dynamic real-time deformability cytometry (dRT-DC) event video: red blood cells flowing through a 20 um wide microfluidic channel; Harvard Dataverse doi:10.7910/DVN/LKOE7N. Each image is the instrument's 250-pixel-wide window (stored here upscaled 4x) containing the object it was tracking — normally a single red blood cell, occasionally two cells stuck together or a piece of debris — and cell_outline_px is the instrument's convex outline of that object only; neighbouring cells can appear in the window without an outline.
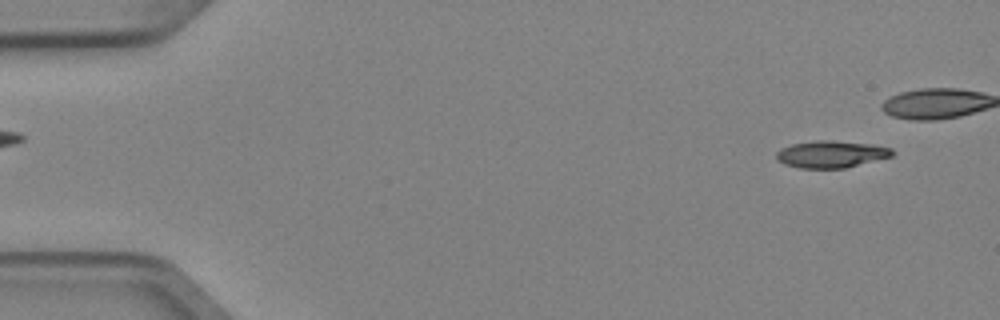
{"species": "Egyptian fruit bat (a non-hibernating species)", "species_latin": "Rousettus aegyptiacus", "temperature_condition": "cold", "stored_images_in_passage": 6, "camera_frame_rate_fps": 3000, "um_per_image_px": 0.085, "animal": {"sex": "female"}, "frame": {"image": 1, "passage_image": 1, "time_ms": 0.0, "image_size_px": [1000, 320], "cell_outline_px": [[896, 152], [892, 156], [844, 168], [800, 168], [784, 164], [776, 160], [776, 152], [780, 148], [792, 144], [820, 140], [828, 140], [872, 144], [892, 148]], "centroid_in_image_um": [70.64, 13.1], "position_along_channel_um": 14.4, "area_um2": 18.21}}